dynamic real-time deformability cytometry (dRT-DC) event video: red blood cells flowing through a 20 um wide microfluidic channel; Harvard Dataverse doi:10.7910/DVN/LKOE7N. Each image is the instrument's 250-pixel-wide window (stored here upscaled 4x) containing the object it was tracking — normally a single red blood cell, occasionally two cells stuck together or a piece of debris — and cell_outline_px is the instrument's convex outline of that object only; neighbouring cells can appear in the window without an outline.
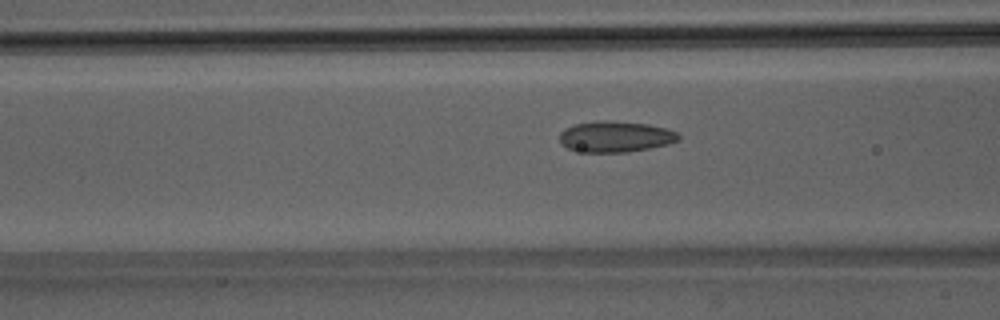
{"species": "Egyptian fruit bat (a non-hibernating species)", "species_latin": "Rousettus aegyptiacus", "temperature_condition": "room temperature", "stored_images_in_passage": 38, "camera_frame_rate_fps": 3000, "um_per_image_px": 0.085, "animal": {"sex": "male"}, "frame": {"image": 1, "passage_image": 8, "time_ms": 2.333, "image_size_px": [1000, 320], "cell_outline_px": [[680, 140], [668, 144], [628, 152], [584, 152], [568, 148], [560, 144], [560, 132], [564, 128], [576, 124], [596, 120], [608, 120], [648, 124], [664, 128], [676, 132], [680, 136]], "centroid_in_image_um": [52.29, 11.61], "position_along_channel_um": 114.3, "area_um2": 21.5}}
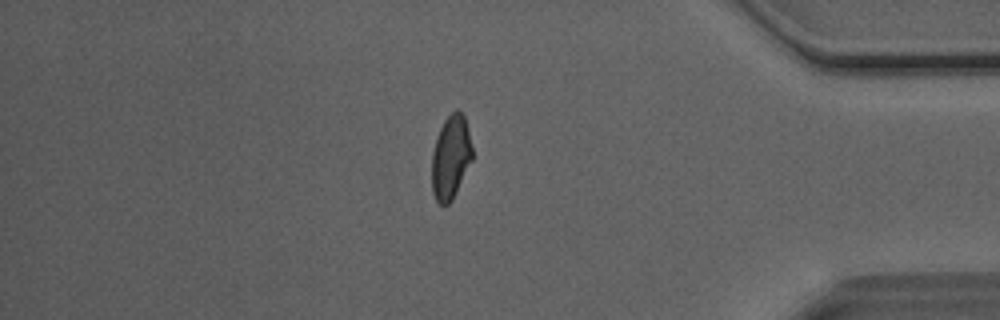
{"frame": {"image": 2, "passage_image": 31, "time_ms": 10.0, "image_size_px": [1000, 320], "cell_outline_px": [[472, 160], [452, 200], [448, 204], [440, 204], [436, 200], [432, 192], [432, 152], [440, 128], [444, 120], [456, 108], [464, 116], [472, 148]], "centroid_in_image_um": [38.3, 13.38], "position_along_channel_um": 396.9, "area_um2": 19.48}}
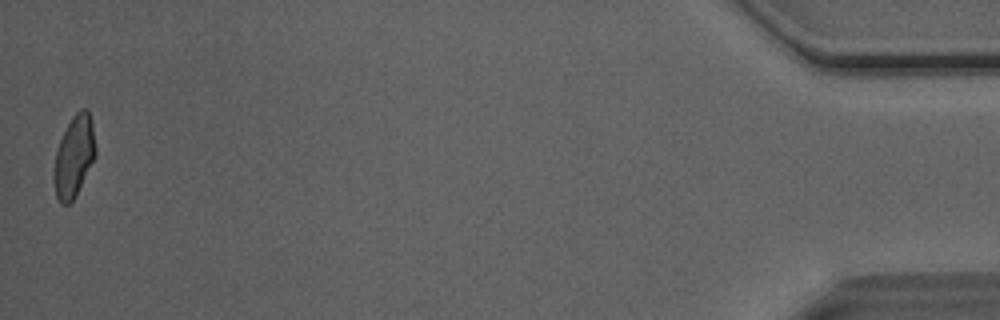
{"frame": {"image": 3, "passage_image": 38, "time_ms": 12.333, "image_size_px": [1000, 320], "cell_outline_px": [[96, 156], [76, 196], [68, 204], [60, 204], [56, 196], [52, 180], [52, 172], [56, 152], [60, 140], [72, 116], [80, 108], [88, 108], [92, 120], [96, 148]], "centroid_in_image_um": [6.29, 13.3], "position_along_channel_um": 428.9, "area_um2": 20.11}, "authors_computed_cell_mechanics": {"area_um2": 20.0855, "velocity_mm_per_s": 4.0929, "shape_relaxation_time_tau1_ms": 7.879, "shape_relaxation_time_tau2_ms": 1.4007, "deformation_change_tau1": 0.1629, "deformation_change_tau2": 0.0645}}